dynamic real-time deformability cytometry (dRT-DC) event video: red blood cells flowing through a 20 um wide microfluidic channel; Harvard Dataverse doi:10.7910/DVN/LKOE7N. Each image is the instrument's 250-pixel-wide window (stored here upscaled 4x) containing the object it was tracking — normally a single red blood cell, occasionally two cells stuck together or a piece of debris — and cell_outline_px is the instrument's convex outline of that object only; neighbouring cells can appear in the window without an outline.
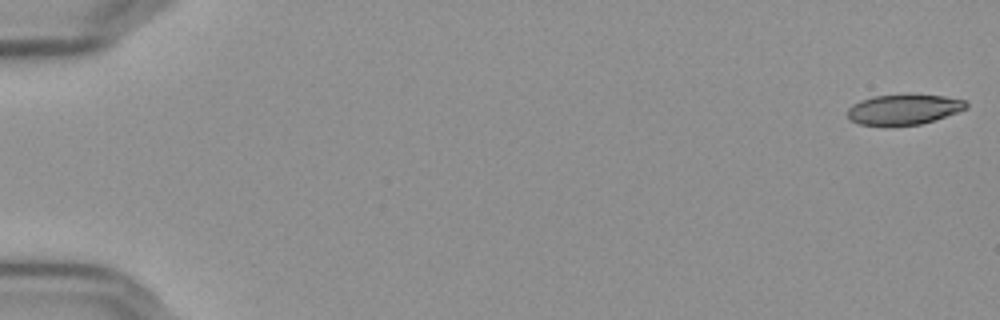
{"species": "Egyptian fruit bat (a non-hibernating species)", "species_latin": "Rousettus aegyptiacus", "temperature_condition": "cold", "stored_images_in_passage": 56, "camera_frame_rate_fps": 3000, "um_per_image_px": 0.085, "frame": {"image": 1, "passage_image": 1, "time_ms": 0.0, "image_size_px": [1000, 320], "cell_outline_px": [[968, 108], [920, 124], [888, 128], [860, 124], [852, 120], [848, 116], [848, 108], [852, 104], [860, 100], [872, 96], [944, 96], [964, 100], [968, 104]], "centroid_in_image_um": [76.76, 9.35], "position_along_channel_um": 8.2, "area_um2": 20.81}}
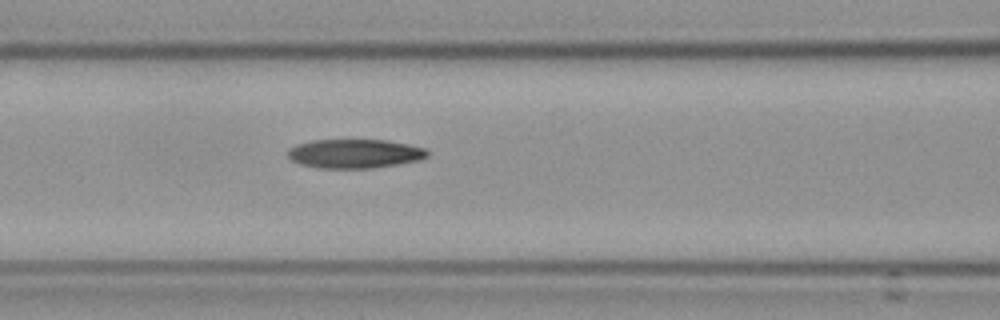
{"frame": {"image": 2, "passage_image": 25, "time_ms": 8.0, "image_size_px": [1000, 320], "cell_outline_px": [[428, 156], [420, 160], [372, 168], [316, 168], [300, 164], [292, 160], [288, 156], [288, 148], [296, 144], [312, 140], [388, 140], [408, 144], [424, 148], [428, 152]], "centroid_in_image_um": [30.12, 13.06], "position_along_channel_um": 136.5, "area_um2": 23.64}}
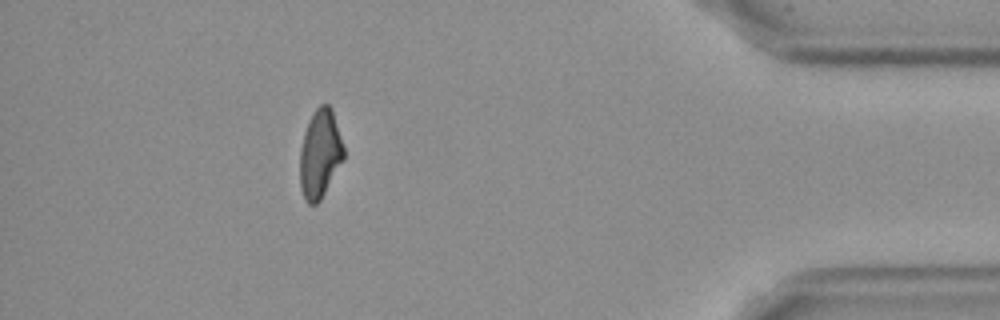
{"frame": {"image": 3, "passage_image": 51, "time_ms": 16.667, "image_size_px": [1000, 320], "cell_outline_px": [[344, 160], [320, 200], [316, 204], [308, 204], [300, 188], [300, 148], [304, 132], [308, 120], [312, 112], [320, 104], [328, 104], [332, 108], [344, 148]], "centroid_in_image_um": [27.2, 13.05], "position_along_channel_um": 408.0, "area_um2": 22.72}, "authors_computed_cell_mechanics": {"area_um2": 23.3512, "velocity_mm_per_s": 3.639, "shape_relaxation_time_tau1_ms": null, "shape_relaxation_time_tau2_ms": 6.1854, "deformation_change_tau1": null, "deformation_change_tau2": 0.1359}}